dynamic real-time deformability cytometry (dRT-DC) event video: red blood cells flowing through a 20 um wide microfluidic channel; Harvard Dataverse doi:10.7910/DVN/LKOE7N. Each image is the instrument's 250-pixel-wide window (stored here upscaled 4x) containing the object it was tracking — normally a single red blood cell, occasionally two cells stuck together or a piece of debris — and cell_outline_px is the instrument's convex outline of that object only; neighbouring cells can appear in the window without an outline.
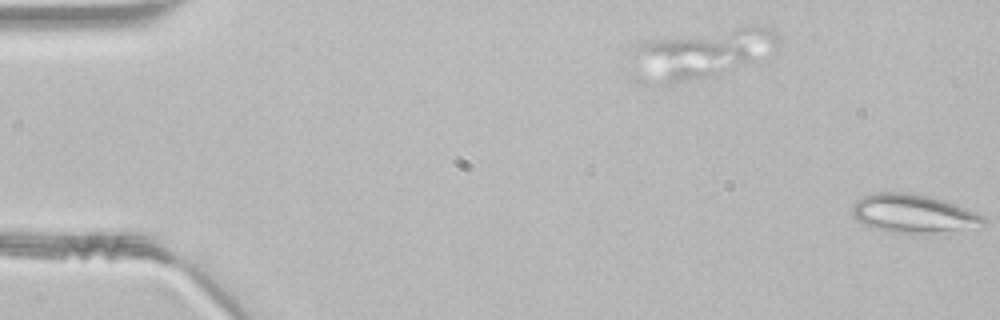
{"species": "common noctule bat (a hibernating species)", "species_latin": "Nyctalus noctula", "temperature_condition": "room temperature", "stored_images_in_passage": 6, "camera_frame_rate_fps": 3000, "um_per_image_px": 0.085, "animal": {"sex": "male", "body_mass_g": 21.5, "forearm_length_mm": 52.0}, "frame": {"image": 1, "passage_image": 6, "time_ms": 1.667, "image_size_px": [1000, 320], "cell_outline_px": [[780, 40], [776, 48], [712, 76], [668, 84], [660, 84], [636, 48], [644, 40], [752, 24], [760, 24], [772, 28], [780, 36]], "centroid_in_image_um": [59.98, 4.4], "position_along_channel_um": 25.0, "area_um2": 38.67}}